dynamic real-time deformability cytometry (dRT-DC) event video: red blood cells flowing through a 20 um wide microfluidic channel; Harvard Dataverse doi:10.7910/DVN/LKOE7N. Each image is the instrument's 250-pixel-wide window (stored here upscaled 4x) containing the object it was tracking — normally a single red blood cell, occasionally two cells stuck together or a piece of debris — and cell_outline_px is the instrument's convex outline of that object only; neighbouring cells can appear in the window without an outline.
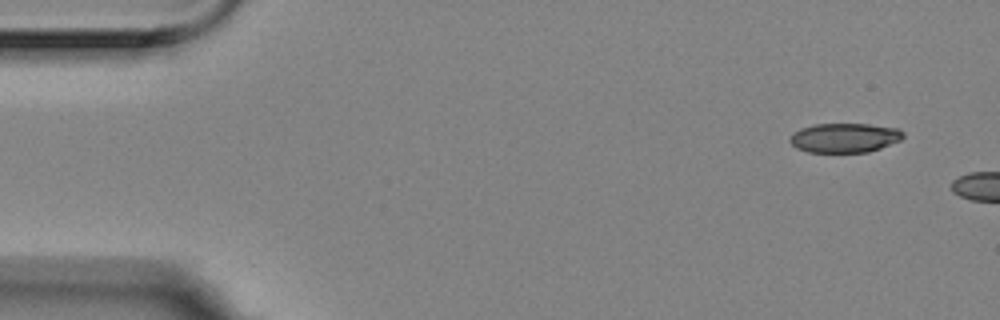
{"species": "Egyptian fruit bat (a non-hibernating species)", "species_latin": "Rousettus aegyptiacus", "temperature_condition": "room temperature", "stored_images_in_passage": 3, "camera_frame_rate_fps": 3000, "um_per_image_px": 0.085, "animal": {"sex": "female"}, "frame": {"image": 1, "passage_image": 1, "time_ms": 0.0, "image_size_px": [1000, 320], "cell_outline_px": [[904, 136], [900, 140], [880, 148], [868, 152], [808, 152], [796, 148], [788, 140], [792, 132], [800, 128], [812, 124], [868, 124], [896, 128], [904, 132]], "centroid_in_image_um": [71.74, 11.71], "position_along_channel_um": 13.3, "area_um2": 19.48}}